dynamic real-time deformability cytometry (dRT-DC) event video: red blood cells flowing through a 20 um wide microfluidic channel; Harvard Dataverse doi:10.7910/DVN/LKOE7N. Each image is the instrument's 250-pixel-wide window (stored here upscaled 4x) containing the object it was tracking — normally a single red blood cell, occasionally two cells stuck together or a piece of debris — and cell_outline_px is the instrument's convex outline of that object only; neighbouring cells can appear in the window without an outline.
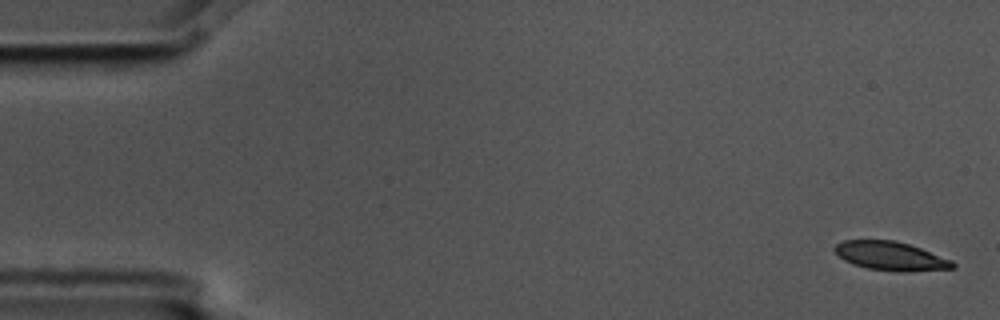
{"species": "common noctule bat (a hibernating species)", "species_latin": "Nyctalus noctula", "temperature_condition": "cold", "stored_images_in_passage": 4, "camera_frame_rate_fps": 3000, "um_per_image_px": 0.085, "animal": {"sex": "male", "body_mass_g": 17.5, "forearm_length_mm": 52.3}, "frame": {"image": 1, "passage_image": 1, "time_ms": 0.0, "image_size_px": [1000, 320], "cell_outline_px": [[956, 268], [904, 272], [896, 272], [868, 268], [852, 264], [844, 260], [832, 248], [836, 244], [844, 240], [896, 240], [920, 248], [952, 260], [956, 264]], "centroid_in_image_um": [75.71, 21.77], "position_along_channel_um": 9.3, "area_um2": 19.83}}